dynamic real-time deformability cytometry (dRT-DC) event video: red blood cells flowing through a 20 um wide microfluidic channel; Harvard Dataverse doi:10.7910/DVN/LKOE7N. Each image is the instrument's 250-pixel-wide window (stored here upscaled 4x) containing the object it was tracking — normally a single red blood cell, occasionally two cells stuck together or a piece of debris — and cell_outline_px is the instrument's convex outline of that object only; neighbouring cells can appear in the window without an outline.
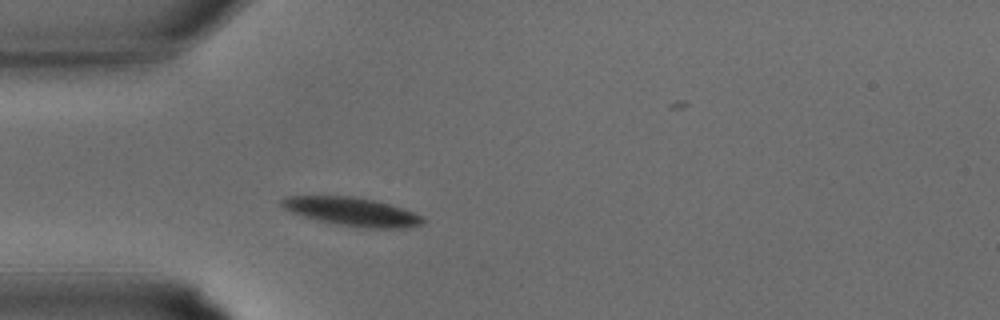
{"species": "common noctule bat (a hibernating species)", "species_latin": "Nyctalus noctula", "temperature_condition": "warm", "stored_images_in_passage": 30, "camera_frame_rate_fps": 3000, "um_per_image_px": 0.085, "animal": {"sex": "male", "body_mass_g": 15.6}, "frame": {"image": 1, "passage_image": 5, "time_ms": 1.333, "image_size_px": [1000, 320], "cell_outline_px": [[428, 220], [420, 224], [404, 228], [372, 228], [340, 224], [320, 220], [292, 212], [284, 208], [280, 204], [280, 200], [288, 196], [352, 196], [376, 200], [412, 212]], "centroid_in_image_um": [29.93, 17.97], "position_along_channel_um": 55.1, "area_um2": 22.83}}
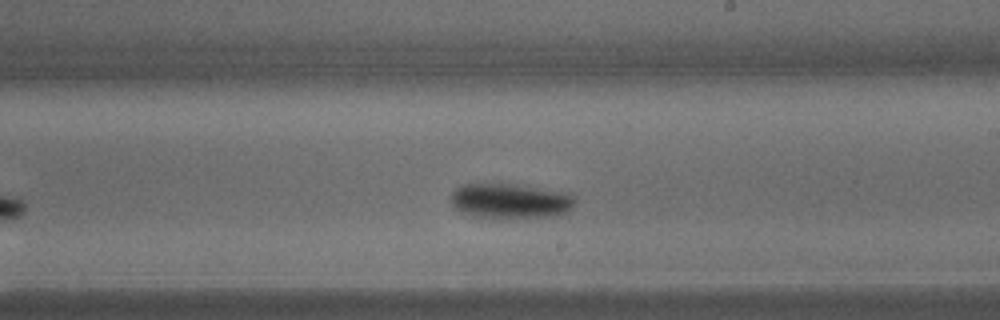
{"frame": {"image": 2, "passage_image": 15, "time_ms": 4.667, "image_size_px": [1000, 320], "cell_outline_px": [[576, 200], [572, 208], [568, 212], [552, 216], [500, 220], [496, 220], [472, 216], [460, 212], [452, 204], [452, 192], [456, 188], [464, 184], [516, 184], [572, 192], [576, 196]], "centroid_in_image_um": [43.44, 17.11], "position_along_channel_um": 245.6, "area_um2": 26.3}}
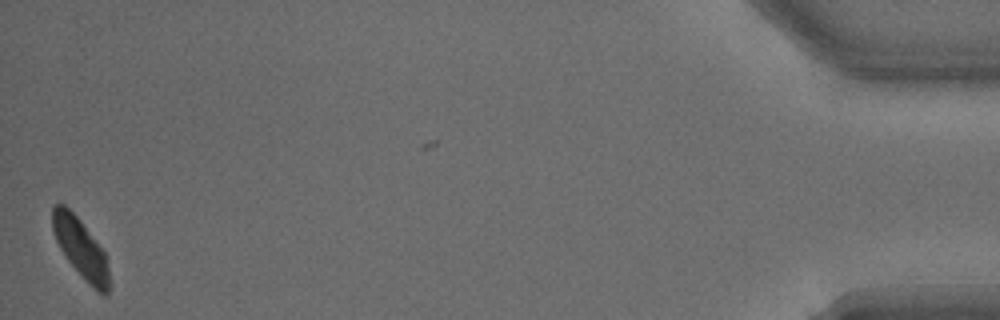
{"frame": {"image": 3, "passage_image": 29, "time_ms": 9.333, "image_size_px": [1000, 320], "cell_outline_px": [[112, 284], [108, 292], [104, 296], [68, 260], [60, 248], [56, 240], [52, 228], [52, 208], [56, 204], [64, 204], [80, 220], [104, 252]], "centroid_in_image_um": [6.86, 21.07], "position_along_channel_um": 428.3, "area_um2": 18.96}}